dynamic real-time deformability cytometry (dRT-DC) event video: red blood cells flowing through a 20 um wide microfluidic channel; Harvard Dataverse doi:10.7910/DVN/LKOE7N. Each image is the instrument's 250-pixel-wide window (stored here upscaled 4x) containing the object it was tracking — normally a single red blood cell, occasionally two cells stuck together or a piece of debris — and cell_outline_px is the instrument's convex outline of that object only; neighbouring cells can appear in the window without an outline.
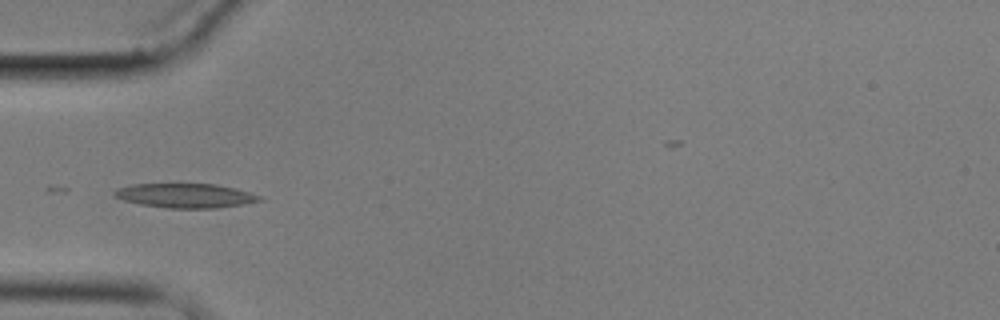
{"species": "common noctule bat (a hibernating species)", "species_latin": "Nyctalus noctula", "temperature_condition": "cold", "stored_images_in_passage": 8, "camera_frame_rate_fps": 3000, "um_per_image_px": 0.085, "animal": {"sex": "male", "body_mass_g": 17.9}, "frame": {"image": 1, "passage_image": 6, "time_ms": 5.667, "image_size_px": [1000, 320], "cell_outline_px": [[264, 200], [216, 208], [164, 208], [140, 204], [124, 200], [112, 196], [112, 192], [116, 188], [132, 184], [216, 184], [264, 196]], "centroid_in_image_um": [15.71, 16.63], "position_along_channel_um": 69.3, "area_um2": 20.58}}
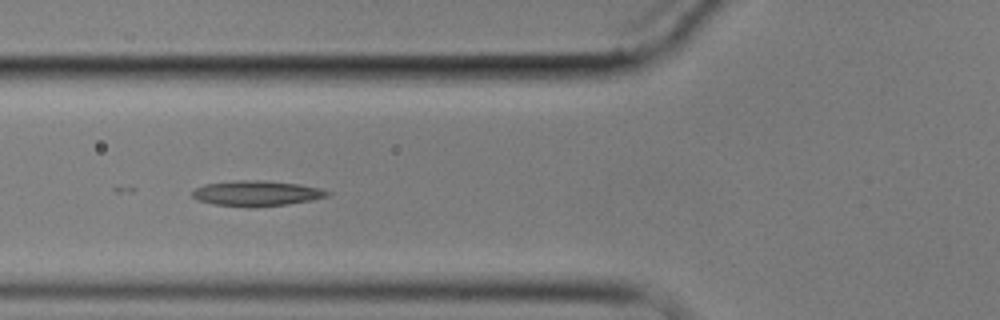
{"frame": {"image": 2, "passage_image": 7, "time_ms": 6.667, "image_size_px": [1000, 320], "cell_outline_px": [[332, 192], [328, 196], [312, 200], [288, 204], [252, 208], [248, 208], [212, 204], [196, 200], [192, 196], [192, 192], [196, 188], [204, 184], [236, 180], [256, 180], [300, 184], [320, 188]], "centroid_in_image_um": [21.79, 16.45], "position_along_channel_um": 104.0, "area_um2": 20.23}}
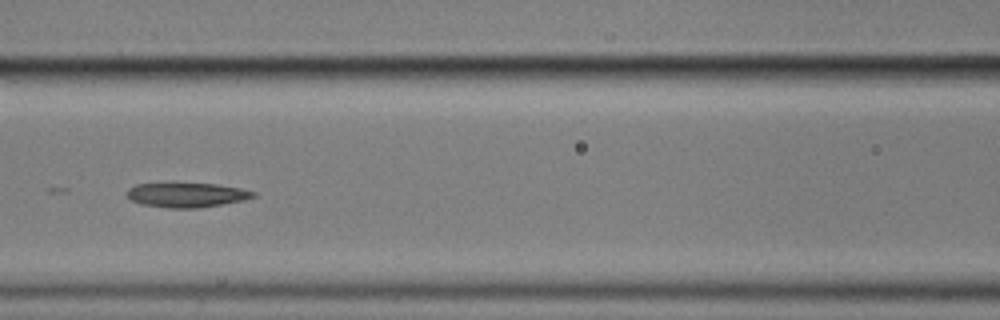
{"frame": {"image": 3, "passage_image": 8, "time_ms": 8.0, "image_size_px": [1000, 320], "cell_outline_px": [[256, 196], [244, 200], [200, 208], [168, 208], [140, 204], [132, 200], [128, 196], [128, 188], [136, 184], [172, 180], [216, 184], [240, 188], [256, 192]], "centroid_in_image_um": [15.83, 16.52], "position_along_channel_um": 150.8, "area_um2": 19.02}}